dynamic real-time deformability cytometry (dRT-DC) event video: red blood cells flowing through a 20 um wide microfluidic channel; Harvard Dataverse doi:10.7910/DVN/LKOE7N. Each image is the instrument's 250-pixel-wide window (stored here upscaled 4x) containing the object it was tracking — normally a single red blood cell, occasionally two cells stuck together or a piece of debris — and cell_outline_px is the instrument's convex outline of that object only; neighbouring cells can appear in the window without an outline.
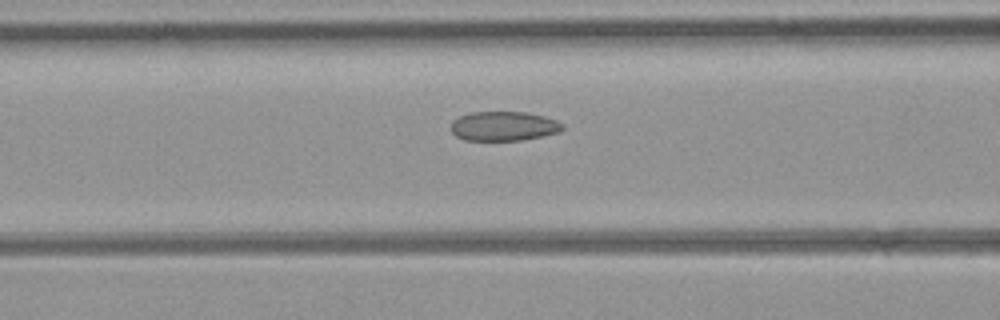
{"species": "common noctule bat (a hibernating species)", "species_latin": "Nyctalus noctula", "temperature_condition": "room temperature", "stored_images_in_passage": 15, "camera_frame_rate_fps": 3000, "um_per_image_px": 0.085, "animal": {"sex": "female", "body_mass_g": 21.9}, "frame": {"image": 1, "passage_image": 13, "time_ms": 4.0, "image_size_px": [1000, 320], "cell_outline_px": [[564, 128], [560, 132], [524, 140], [464, 140], [456, 136], [452, 132], [452, 120], [460, 116], [472, 112], [528, 112], [544, 116], [556, 120], [564, 124]], "centroid_in_image_um": [42.84, 10.72], "position_along_channel_um": 123.8, "area_um2": 19.19}}